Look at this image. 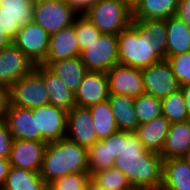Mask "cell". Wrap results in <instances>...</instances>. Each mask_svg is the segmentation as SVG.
I'll use <instances>...</instances> for the list:
<instances>
[{"mask_svg":"<svg viewBox=\"0 0 190 190\" xmlns=\"http://www.w3.org/2000/svg\"><path fill=\"white\" fill-rule=\"evenodd\" d=\"M88 172L97 173L108 168H113L114 158L110 157L109 137L99 140L87 149Z\"/></svg>","mask_w":190,"mask_h":190,"instance_id":"cell-28","label":"cell"},{"mask_svg":"<svg viewBox=\"0 0 190 190\" xmlns=\"http://www.w3.org/2000/svg\"><path fill=\"white\" fill-rule=\"evenodd\" d=\"M78 15H84L99 0H66Z\"/></svg>","mask_w":190,"mask_h":190,"instance_id":"cell-39","label":"cell"},{"mask_svg":"<svg viewBox=\"0 0 190 190\" xmlns=\"http://www.w3.org/2000/svg\"><path fill=\"white\" fill-rule=\"evenodd\" d=\"M108 101L119 131L135 132L139 123L135 114L134 98L127 95L110 94Z\"/></svg>","mask_w":190,"mask_h":190,"instance_id":"cell-24","label":"cell"},{"mask_svg":"<svg viewBox=\"0 0 190 190\" xmlns=\"http://www.w3.org/2000/svg\"><path fill=\"white\" fill-rule=\"evenodd\" d=\"M170 124L161 115L147 123L139 125L135 133L138 135L145 149L160 154L164 147Z\"/></svg>","mask_w":190,"mask_h":190,"instance_id":"cell-19","label":"cell"},{"mask_svg":"<svg viewBox=\"0 0 190 190\" xmlns=\"http://www.w3.org/2000/svg\"><path fill=\"white\" fill-rule=\"evenodd\" d=\"M33 21L49 35L74 24L78 14L67 1L34 2Z\"/></svg>","mask_w":190,"mask_h":190,"instance_id":"cell-6","label":"cell"},{"mask_svg":"<svg viewBox=\"0 0 190 190\" xmlns=\"http://www.w3.org/2000/svg\"><path fill=\"white\" fill-rule=\"evenodd\" d=\"M88 172L87 149L63 138L47 143L40 176L48 184L67 174Z\"/></svg>","mask_w":190,"mask_h":190,"instance_id":"cell-3","label":"cell"},{"mask_svg":"<svg viewBox=\"0 0 190 190\" xmlns=\"http://www.w3.org/2000/svg\"><path fill=\"white\" fill-rule=\"evenodd\" d=\"M74 29L80 46V52L88 49L93 41H96L101 32L84 15H78L74 20Z\"/></svg>","mask_w":190,"mask_h":190,"instance_id":"cell-33","label":"cell"},{"mask_svg":"<svg viewBox=\"0 0 190 190\" xmlns=\"http://www.w3.org/2000/svg\"><path fill=\"white\" fill-rule=\"evenodd\" d=\"M36 115L37 131H40V141L47 143L66 138L68 112L48 104L32 109Z\"/></svg>","mask_w":190,"mask_h":190,"instance_id":"cell-11","label":"cell"},{"mask_svg":"<svg viewBox=\"0 0 190 190\" xmlns=\"http://www.w3.org/2000/svg\"><path fill=\"white\" fill-rule=\"evenodd\" d=\"M109 82V93L139 97L145 93L142 70L124 65H114L106 72Z\"/></svg>","mask_w":190,"mask_h":190,"instance_id":"cell-12","label":"cell"},{"mask_svg":"<svg viewBox=\"0 0 190 190\" xmlns=\"http://www.w3.org/2000/svg\"><path fill=\"white\" fill-rule=\"evenodd\" d=\"M134 108L139 125L162 115L161 99L147 93L134 98Z\"/></svg>","mask_w":190,"mask_h":190,"instance_id":"cell-31","label":"cell"},{"mask_svg":"<svg viewBox=\"0 0 190 190\" xmlns=\"http://www.w3.org/2000/svg\"><path fill=\"white\" fill-rule=\"evenodd\" d=\"M176 16L190 28V0H179Z\"/></svg>","mask_w":190,"mask_h":190,"instance_id":"cell-40","label":"cell"},{"mask_svg":"<svg viewBox=\"0 0 190 190\" xmlns=\"http://www.w3.org/2000/svg\"><path fill=\"white\" fill-rule=\"evenodd\" d=\"M170 64L173 74L179 83L183 86L190 83V51L186 53L169 56L166 58Z\"/></svg>","mask_w":190,"mask_h":190,"instance_id":"cell-35","label":"cell"},{"mask_svg":"<svg viewBox=\"0 0 190 190\" xmlns=\"http://www.w3.org/2000/svg\"><path fill=\"white\" fill-rule=\"evenodd\" d=\"M98 140H103L119 131L108 100L88 107Z\"/></svg>","mask_w":190,"mask_h":190,"instance_id":"cell-27","label":"cell"},{"mask_svg":"<svg viewBox=\"0 0 190 190\" xmlns=\"http://www.w3.org/2000/svg\"><path fill=\"white\" fill-rule=\"evenodd\" d=\"M84 190H104V189L101 186H99L92 178H90L86 183Z\"/></svg>","mask_w":190,"mask_h":190,"instance_id":"cell-45","label":"cell"},{"mask_svg":"<svg viewBox=\"0 0 190 190\" xmlns=\"http://www.w3.org/2000/svg\"><path fill=\"white\" fill-rule=\"evenodd\" d=\"M91 178L89 172L67 174L47 184V190H84Z\"/></svg>","mask_w":190,"mask_h":190,"instance_id":"cell-34","label":"cell"},{"mask_svg":"<svg viewBox=\"0 0 190 190\" xmlns=\"http://www.w3.org/2000/svg\"><path fill=\"white\" fill-rule=\"evenodd\" d=\"M10 105L33 109L49 104L43 76L34 68L10 88Z\"/></svg>","mask_w":190,"mask_h":190,"instance_id":"cell-5","label":"cell"},{"mask_svg":"<svg viewBox=\"0 0 190 190\" xmlns=\"http://www.w3.org/2000/svg\"><path fill=\"white\" fill-rule=\"evenodd\" d=\"M47 142L13 139L9 162L10 166L40 172Z\"/></svg>","mask_w":190,"mask_h":190,"instance_id":"cell-14","label":"cell"},{"mask_svg":"<svg viewBox=\"0 0 190 190\" xmlns=\"http://www.w3.org/2000/svg\"><path fill=\"white\" fill-rule=\"evenodd\" d=\"M13 137L5 119H0V158H9Z\"/></svg>","mask_w":190,"mask_h":190,"instance_id":"cell-36","label":"cell"},{"mask_svg":"<svg viewBox=\"0 0 190 190\" xmlns=\"http://www.w3.org/2000/svg\"><path fill=\"white\" fill-rule=\"evenodd\" d=\"M190 148V120L171 123L160 155L164 159L181 158Z\"/></svg>","mask_w":190,"mask_h":190,"instance_id":"cell-20","label":"cell"},{"mask_svg":"<svg viewBox=\"0 0 190 190\" xmlns=\"http://www.w3.org/2000/svg\"><path fill=\"white\" fill-rule=\"evenodd\" d=\"M9 169H10L9 158H0V190L5 185Z\"/></svg>","mask_w":190,"mask_h":190,"instance_id":"cell-42","label":"cell"},{"mask_svg":"<svg viewBox=\"0 0 190 190\" xmlns=\"http://www.w3.org/2000/svg\"><path fill=\"white\" fill-rule=\"evenodd\" d=\"M162 182L169 190H190V164L183 157L164 159Z\"/></svg>","mask_w":190,"mask_h":190,"instance_id":"cell-25","label":"cell"},{"mask_svg":"<svg viewBox=\"0 0 190 190\" xmlns=\"http://www.w3.org/2000/svg\"><path fill=\"white\" fill-rule=\"evenodd\" d=\"M80 58L87 71L107 72L118 64L117 35L101 34V36L88 45V49L81 51Z\"/></svg>","mask_w":190,"mask_h":190,"instance_id":"cell-7","label":"cell"},{"mask_svg":"<svg viewBox=\"0 0 190 190\" xmlns=\"http://www.w3.org/2000/svg\"><path fill=\"white\" fill-rule=\"evenodd\" d=\"M4 119L13 139L40 141L32 109L10 105Z\"/></svg>","mask_w":190,"mask_h":190,"instance_id":"cell-17","label":"cell"},{"mask_svg":"<svg viewBox=\"0 0 190 190\" xmlns=\"http://www.w3.org/2000/svg\"><path fill=\"white\" fill-rule=\"evenodd\" d=\"M117 39L120 65L143 69L166 60L165 20H132Z\"/></svg>","mask_w":190,"mask_h":190,"instance_id":"cell-1","label":"cell"},{"mask_svg":"<svg viewBox=\"0 0 190 190\" xmlns=\"http://www.w3.org/2000/svg\"><path fill=\"white\" fill-rule=\"evenodd\" d=\"M33 0H0L1 12L11 17L20 27L33 21Z\"/></svg>","mask_w":190,"mask_h":190,"instance_id":"cell-30","label":"cell"},{"mask_svg":"<svg viewBox=\"0 0 190 190\" xmlns=\"http://www.w3.org/2000/svg\"><path fill=\"white\" fill-rule=\"evenodd\" d=\"M84 16L102 34L118 35L132 23V9L122 0H99Z\"/></svg>","mask_w":190,"mask_h":190,"instance_id":"cell-4","label":"cell"},{"mask_svg":"<svg viewBox=\"0 0 190 190\" xmlns=\"http://www.w3.org/2000/svg\"><path fill=\"white\" fill-rule=\"evenodd\" d=\"M34 2H42V1H66V0H33Z\"/></svg>","mask_w":190,"mask_h":190,"instance_id":"cell-49","label":"cell"},{"mask_svg":"<svg viewBox=\"0 0 190 190\" xmlns=\"http://www.w3.org/2000/svg\"><path fill=\"white\" fill-rule=\"evenodd\" d=\"M77 107L88 108L109 98V82L105 72L88 71L75 92Z\"/></svg>","mask_w":190,"mask_h":190,"instance_id":"cell-15","label":"cell"},{"mask_svg":"<svg viewBox=\"0 0 190 190\" xmlns=\"http://www.w3.org/2000/svg\"><path fill=\"white\" fill-rule=\"evenodd\" d=\"M179 0H140L132 9V20H165L176 15Z\"/></svg>","mask_w":190,"mask_h":190,"instance_id":"cell-21","label":"cell"},{"mask_svg":"<svg viewBox=\"0 0 190 190\" xmlns=\"http://www.w3.org/2000/svg\"><path fill=\"white\" fill-rule=\"evenodd\" d=\"M167 30L166 58L190 51V28L176 15L165 19Z\"/></svg>","mask_w":190,"mask_h":190,"instance_id":"cell-23","label":"cell"},{"mask_svg":"<svg viewBox=\"0 0 190 190\" xmlns=\"http://www.w3.org/2000/svg\"><path fill=\"white\" fill-rule=\"evenodd\" d=\"M35 65L13 42L0 50V85L10 88L29 74Z\"/></svg>","mask_w":190,"mask_h":190,"instance_id":"cell-9","label":"cell"},{"mask_svg":"<svg viewBox=\"0 0 190 190\" xmlns=\"http://www.w3.org/2000/svg\"><path fill=\"white\" fill-rule=\"evenodd\" d=\"M35 69L43 76L49 95V104L67 112L76 106L74 93L68 89L60 77L43 65H35Z\"/></svg>","mask_w":190,"mask_h":190,"instance_id":"cell-18","label":"cell"},{"mask_svg":"<svg viewBox=\"0 0 190 190\" xmlns=\"http://www.w3.org/2000/svg\"><path fill=\"white\" fill-rule=\"evenodd\" d=\"M110 157L116 159L122 152V131L109 136Z\"/></svg>","mask_w":190,"mask_h":190,"instance_id":"cell-38","label":"cell"},{"mask_svg":"<svg viewBox=\"0 0 190 190\" xmlns=\"http://www.w3.org/2000/svg\"><path fill=\"white\" fill-rule=\"evenodd\" d=\"M10 106V90L0 85V119H4Z\"/></svg>","mask_w":190,"mask_h":190,"instance_id":"cell-41","label":"cell"},{"mask_svg":"<svg viewBox=\"0 0 190 190\" xmlns=\"http://www.w3.org/2000/svg\"><path fill=\"white\" fill-rule=\"evenodd\" d=\"M50 35L34 21L22 26L13 43L34 65H41L47 57Z\"/></svg>","mask_w":190,"mask_h":190,"instance_id":"cell-8","label":"cell"},{"mask_svg":"<svg viewBox=\"0 0 190 190\" xmlns=\"http://www.w3.org/2000/svg\"><path fill=\"white\" fill-rule=\"evenodd\" d=\"M163 163L164 158L145 149L135 132L122 131V152L113 167L125 174L133 188L161 183Z\"/></svg>","mask_w":190,"mask_h":190,"instance_id":"cell-2","label":"cell"},{"mask_svg":"<svg viewBox=\"0 0 190 190\" xmlns=\"http://www.w3.org/2000/svg\"><path fill=\"white\" fill-rule=\"evenodd\" d=\"M66 138L86 149L99 141L88 108L74 106L68 111Z\"/></svg>","mask_w":190,"mask_h":190,"instance_id":"cell-13","label":"cell"},{"mask_svg":"<svg viewBox=\"0 0 190 190\" xmlns=\"http://www.w3.org/2000/svg\"><path fill=\"white\" fill-rule=\"evenodd\" d=\"M141 70L144 90L147 94L162 100L180 89L176 76L173 74L167 60L159 61Z\"/></svg>","mask_w":190,"mask_h":190,"instance_id":"cell-10","label":"cell"},{"mask_svg":"<svg viewBox=\"0 0 190 190\" xmlns=\"http://www.w3.org/2000/svg\"><path fill=\"white\" fill-rule=\"evenodd\" d=\"M1 190H47L39 172L10 166L5 185Z\"/></svg>","mask_w":190,"mask_h":190,"instance_id":"cell-26","label":"cell"},{"mask_svg":"<svg viewBox=\"0 0 190 190\" xmlns=\"http://www.w3.org/2000/svg\"><path fill=\"white\" fill-rule=\"evenodd\" d=\"M90 175L104 190H131L133 188L125 174L114 167Z\"/></svg>","mask_w":190,"mask_h":190,"instance_id":"cell-32","label":"cell"},{"mask_svg":"<svg viewBox=\"0 0 190 190\" xmlns=\"http://www.w3.org/2000/svg\"><path fill=\"white\" fill-rule=\"evenodd\" d=\"M47 68L60 77L63 83L74 94L78 90L84 75L88 72L80 56L51 62Z\"/></svg>","mask_w":190,"mask_h":190,"instance_id":"cell-22","label":"cell"},{"mask_svg":"<svg viewBox=\"0 0 190 190\" xmlns=\"http://www.w3.org/2000/svg\"><path fill=\"white\" fill-rule=\"evenodd\" d=\"M125 2L131 9L135 7V5L140 1V0H122Z\"/></svg>","mask_w":190,"mask_h":190,"instance_id":"cell-47","label":"cell"},{"mask_svg":"<svg viewBox=\"0 0 190 190\" xmlns=\"http://www.w3.org/2000/svg\"><path fill=\"white\" fill-rule=\"evenodd\" d=\"M180 89L183 93L184 100H185V106H186L187 112L190 116V83L181 86Z\"/></svg>","mask_w":190,"mask_h":190,"instance_id":"cell-43","label":"cell"},{"mask_svg":"<svg viewBox=\"0 0 190 190\" xmlns=\"http://www.w3.org/2000/svg\"><path fill=\"white\" fill-rule=\"evenodd\" d=\"M11 41L2 34V31H0V50L7 47Z\"/></svg>","mask_w":190,"mask_h":190,"instance_id":"cell-46","label":"cell"},{"mask_svg":"<svg viewBox=\"0 0 190 190\" xmlns=\"http://www.w3.org/2000/svg\"><path fill=\"white\" fill-rule=\"evenodd\" d=\"M80 46L74 24L50 35L46 60L41 64L48 66L51 62L80 56Z\"/></svg>","mask_w":190,"mask_h":190,"instance_id":"cell-16","label":"cell"},{"mask_svg":"<svg viewBox=\"0 0 190 190\" xmlns=\"http://www.w3.org/2000/svg\"><path fill=\"white\" fill-rule=\"evenodd\" d=\"M138 189L139 190H169V188L163 182L156 185L142 186Z\"/></svg>","mask_w":190,"mask_h":190,"instance_id":"cell-44","label":"cell"},{"mask_svg":"<svg viewBox=\"0 0 190 190\" xmlns=\"http://www.w3.org/2000/svg\"><path fill=\"white\" fill-rule=\"evenodd\" d=\"M20 28L21 27L18 23L5 13L1 12L0 8V31H2V34L13 42Z\"/></svg>","mask_w":190,"mask_h":190,"instance_id":"cell-37","label":"cell"},{"mask_svg":"<svg viewBox=\"0 0 190 190\" xmlns=\"http://www.w3.org/2000/svg\"><path fill=\"white\" fill-rule=\"evenodd\" d=\"M161 110L162 115L170 123L190 120L181 89H178L161 100Z\"/></svg>","mask_w":190,"mask_h":190,"instance_id":"cell-29","label":"cell"},{"mask_svg":"<svg viewBox=\"0 0 190 190\" xmlns=\"http://www.w3.org/2000/svg\"><path fill=\"white\" fill-rule=\"evenodd\" d=\"M183 159L190 164V148L187 150L186 154L183 156Z\"/></svg>","mask_w":190,"mask_h":190,"instance_id":"cell-48","label":"cell"}]
</instances>
